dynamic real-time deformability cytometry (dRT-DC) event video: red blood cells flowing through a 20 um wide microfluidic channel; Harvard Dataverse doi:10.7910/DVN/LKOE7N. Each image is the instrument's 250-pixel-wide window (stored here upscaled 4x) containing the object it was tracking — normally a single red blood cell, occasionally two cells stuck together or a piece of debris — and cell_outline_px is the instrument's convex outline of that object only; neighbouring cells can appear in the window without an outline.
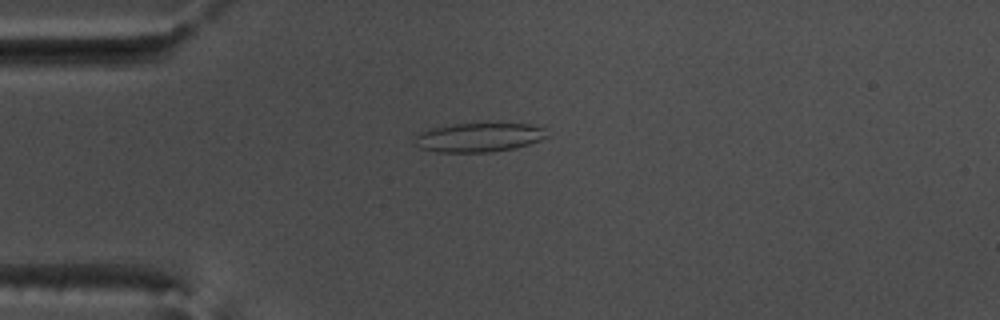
{"species": "common noctule bat (a hibernating species)", "species_latin": "Nyctalus noctula", "temperature_condition": "warm", "stored_images_in_passage": 54, "camera_frame_rate_fps": 3000, "um_per_image_px": 0.085, "animal": {"sex": "male", "body_mass_g": 17.5, "forearm_length_mm": 52.3}, "frame": {"image": 1, "passage_image": 14, "time_ms": 4.333, "image_size_px": [1000, 320], "cell_outline_px": [[548, 136], [540, 140], [516, 148], [492, 152], [436, 152], [420, 148], [412, 144], [412, 140], [420, 132], [432, 128], [452, 124], [488, 120], [532, 124], [544, 128]], "centroid_in_image_um": [40.71, 11.63], "position_along_channel_um": 44.3, "area_um2": 23.64}}
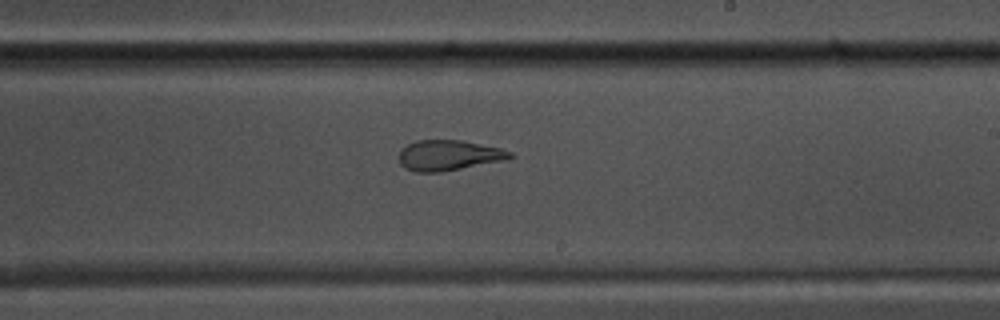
{"frame": {"image": 2, "passage_image": 32, "time_ms": 10.333, "image_size_px": [1000, 320], "cell_outline_px": [[516, 156], [508, 160], [440, 172], [416, 172], [404, 168], [400, 164], [400, 148], [416, 140], [460, 140], [500, 148], [512, 152]], "centroid_in_image_um": [38.16, 13.21], "position_along_channel_um": 250.8, "area_um2": 19.83}}
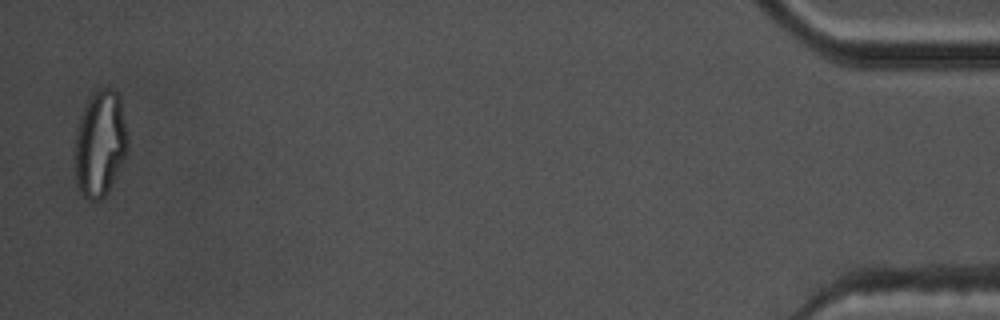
{"frame": {"image": 3, "passage_image": 53, "time_ms": 17.333, "image_size_px": [1000, 320], "cell_outline_px": [[128, 148], [108, 192], [100, 200], [92, 200], [84, 196], [80, 192], [76, 180], [76, 132], [80, 116], [92, 92], [96, 88], [112, 88], [120, 96], [128, 140]], "centroid_in_image_um": [8.51, 12.17], "position_along_channel_um": 426.7, "area_um2": 32.37}, "authors_computed_cell_mechanics": {"area_um2": 23.5824, "velocity_mm_per_s": 3.7928, "shape_relaxation_time_tau1_ms": null, "shape_relaxation_time_tau2_ms": 1.8769, "deformation_change_tau1": null, "deformation_change_tau2": 0.1113}}